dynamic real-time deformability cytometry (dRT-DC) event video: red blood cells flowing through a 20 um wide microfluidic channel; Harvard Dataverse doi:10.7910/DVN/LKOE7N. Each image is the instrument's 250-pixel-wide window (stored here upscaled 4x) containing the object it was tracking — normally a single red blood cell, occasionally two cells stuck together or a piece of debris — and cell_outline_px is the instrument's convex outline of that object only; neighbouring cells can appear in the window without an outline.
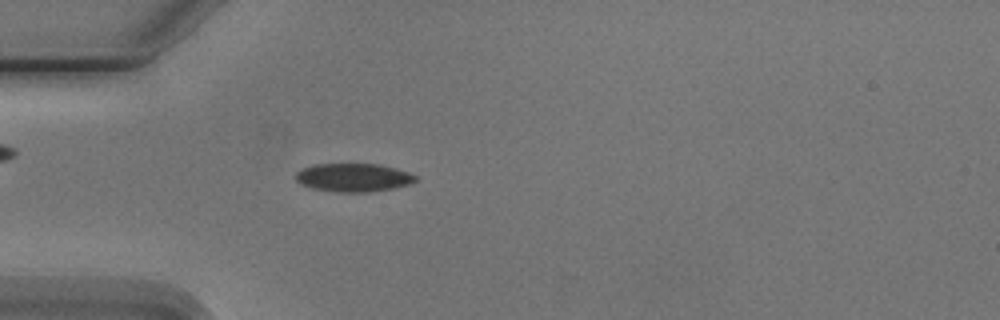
{"species": "Egyptian fruit bat (a non-hibernating species)", "species_latin": "Rousettus aegyptiacus", "temperature_condition": "cold", "stored_images_in_passage": 2, "camera_frame_rate_fps": 3000, "um_per_image_px": 0.085, "animal": {"sex": "male"}, "frame": {"image": 1, "passage_image": 2, "time_ms": 1.333, "image_size_px": [1000, 320], "cell_outline_px": [[416, 180], [408, 184], [392, 188], [368, 192], [340, 192], [312, 188], [296, 180], [296, 172], [304, 168], [316, 164], [380, 164], [396, 168], [408, 172], [416, 176]], "centroid_in_image_um": [30.06, 15.08], "position_along_channel_um": 54.9, "area_um2": 19.48}}